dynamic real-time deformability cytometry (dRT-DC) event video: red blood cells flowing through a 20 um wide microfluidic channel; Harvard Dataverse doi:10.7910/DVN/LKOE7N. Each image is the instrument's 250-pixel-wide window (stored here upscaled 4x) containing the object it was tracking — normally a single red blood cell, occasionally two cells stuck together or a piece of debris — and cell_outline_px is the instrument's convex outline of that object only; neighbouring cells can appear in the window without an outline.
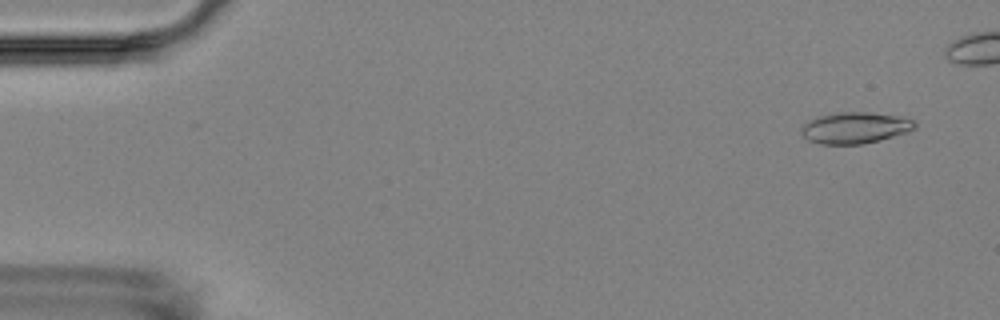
{"species": "Egyptian fruit bat (a non-hibernating species)", "species_latin": "Rousettus aegyptiacus", "temperature_condition": "room temperature", "stored_images_in_passage": 7, "camera_frame_rate_fps": 3000, "um_per_image_px": 0.085, "animal": {"sex": "female"}, "frame": {"image": 1, "passage_image": 1, "time_ms": 0.0, "image_size_px": [1000, 320], "cell_outline_px": [[916, 128], [908, 132], [880, 140], [860, 144], [820, 144], [808, 140], [800, 132], [800, 128], [808, 120], [820, 116], [836, 112], [872, 112], [900, 116], [912, 120], [916, 124]], "centroid_in_image_um": [72.67, 10.86], "position_along_channel_um": 12.3, "area_um2": 20.81}}
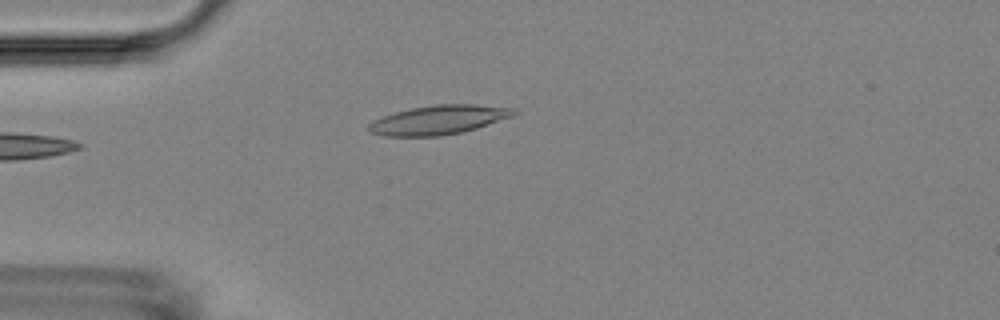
{"frame": {"image": 2, "passage_image": 7, "time_ms": 7.667, "image_size_px": [1000, 320], "cell_outline_px": [[520, 112], [512, 116], [476, 128], [460, 132], [440, 136], [384, 136], [372, 132], [368, 128], [368, 124], [372, 120], [396, 112], [412, 108], [436, 104], [476, 104], [512, 108]], "centroid_in_image_um": [37.29, 10.18], "position_along_channel_um": 47.7, "area_um2": 24.39}}